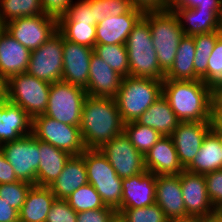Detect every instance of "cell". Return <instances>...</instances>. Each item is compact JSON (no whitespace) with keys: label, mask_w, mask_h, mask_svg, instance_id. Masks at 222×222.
<instances>
[{"label":"cell","mask_w":222,"mask_h":222,"mask_svg":"<svg viewBox=\"0 0 222 222\" xmlns=\"http://www.w3.org/2000/svg\"><path fill=\"white\" fill-rule=\"evenodd\" d=\"M213 122L214 128L222 134V113Z\"/></svg>","instance_id":"db71d44e"},{"label":"cell","mask_w":222,"mask_h":222,"mask_svg":"<svg viewBox=\"0 0 222 222\" xmlns=\"http://www.w3.org/2000/svg\"><path fill=\"white\" fill-rule=\"evenodd\" d=\"M222 113V81L211 86V115L213 121Z\"/></svg>","instance_id":"7dc6e473"},{"label":"cell","mask_w":222,"mask_h":222,"mask_svg":"<svg viewBox=\"0 0 222 222\" xmlns=\"http://www.w3.org/2000/svg\"><path fill=\"white\" fill-rule=\"evenodd\" d=\"M210 202L214 208L222 204V169L204 175Z\"/></svg>","instance_id":"7bdbcfd3"},{"label":"cell","mask_w":222,"mask_h":222,"mask_svg":"<svg viewBox=\"0 0 222 222\" xmlns=\"http://www.w3.org/2000/svg\"><path fill=\"white\" fill-rule=\"evenodd\" d=\"M69 206L78 212L106 207L95 188L87 183L75 190L67 199Z\"/></svg>","instance_id":"d590c367"},{"label":"cell","mask_w":222,"mask_h":222,"mask_svg":"<svg viewBox=\"0 0 222 222\" xmlns=\"http://www.w3.org/2000/svg\"><path fill=\"white\" fill-rule=\"evenodd\" d=\"M81 156L85 161L88 183L95 188L105 206L118 211L121 208L123 179L100 149H86Z\"/></svg>","instance_id":"8992f818"},{"label":"cell","mask_w":222,"mask_h":222,"mask_svg":"<svg viewBox=\"0 0 222 222\" xmlns=\"http://www.w3.org/2000/svg\"><path fill=\"white\" fill-rule=\"evenodd\" d=\"M5 30H6V25L0 21V37L2 36Z\"/></svg>","instance_id":"680465c9"},{"label":"cell","mask_w":222,"mask_h":222,"mask_svg":"<svg viewBox=\"0 0 222 222\" xmlns=\"http://www.w3.org/2000/svg\"><path fill=\"white\" fill-rule=\"evenodd\" d=\"M125 45L130 76L164 79L165 72L158 63L149 23L144 17L134 26Z\"/></svg>","instance_id":"277c9868"},{"label":"cell","mask_w":222,"mask_h":222,"mask_svg":"<svg viewBox=\"0 0 222 222\" xmlns=\"http://www.w3.org/2000/svg\"><path fill=\"white\" fill-rule=\"evenodd\" d=\"M91 8L94 10L96 24L111 16L109 0H91Z\"/></svg>","instance_id":"681fc988"},{"label":"cell","mask_w":222,"mask_h":222,"mask_svg":"<svg viewBox=\"0 0 222 222\" xmlns=\"http://www.w3.org/2000/svg\"><path fill=\"white\" fill-rule=\"evenodd\" d=\"M18 220L19 211L0 198V222H16Z\"/></svg>","instance_id":"f907efd6"},{"label":"cell","mask_w":222,"mask_h":222,"mask_svg":"<svg viewBox=\"0 0 222 222\" xmlns=\"http://www.w3.org/2000/svg\"><path fill=\"white\" fill-rule=\"evenodd\" d=\"M51 84L27 73L4 82V98L19 105L32 119L47 110Z\"/></svg>","instance_id":"52a82bcc"},{"label":"cell","mask_w":222,"mask_h":222,"mask_svg":"<svg viewBox=\"0 0 222 222\" xmlns=\"http://www.w3.org/2000/svg\"><path fill=\"white\" fill-rule=\"evenodd\" d=\"M55 200L49 187L32 185L19 211V220L21 222H45Z\"/></svg>","instance_id":"4316f807"},{"label":"cell","mask_w":222,"mask_h":222,"mask_svg":"<svg viewBox=\"0 0 222 222\" xmlns=\"http://www.w3.org/2000/svg\"><path fill=\"white\" fill-rule=\"evenodd\" d=\"M145 168L155 175H178L184 168L179 162L170 136H162L144 156Z\"/></svg>","instance_id":"7402d4cb"},{"label":"cell","mask_w":222,"mask_h":222,"mask_svg":"<svg viewBox=\"0 0 222 222\" xmlns=\"http://www.w3.org/2000/svg\"><path fill=\"white\" fill-rule=\"evenodd\" d=\"M134 8L145 12L167 10L169 0H130Z\"/></svg>","instance_id":"bcb514c9"},{"label":"cell","mask_w":222,"mask_h":222,"mask_svg":"<svg viewBox=\"0 0 222 222\" xmlns=\"http://www.w3.org/2000/svg\"><path fill=\"white\" fill-rule=\"evenodd\" d=\"M222 81V37L220 36L209 57L207 67V85Z\"/></svg>","instance_id":"f35d334b"},{"label":"cell","mask_w":222,"mask_h":222,"mask_svg":"<svg viewBox=\"0 0 222 222\" xmlns=\"http://www.w3.org/2000/svg\"><path fill=\"white\" fill-rule=\"evenodd\" d=\"M67 15L75 23L84 22L89 25H97L95 23L94 10L91 8V0H74Z\"/></svg>","instance_id":"60d3db41"},{"label":"cell","mask_w":222,"mask_h":222,"mask_svg":"<svg viewBox=\"0 0 222 222\" xmlns=\"http://www.w3.org/2000/svg\"><path fill=\"white\" fill-rule=\"evenodd\" d=\"M222 221V204L215 208V214Z\"/></svg>","instance_id":"9f6ffc18"},{"label":"cell","mask_w":222,"mask_h":222,"mask_svg":"<svg viewBox=\"0 0 222 222\" xmlns=\"http://www.w3.org/2000/svg\"><path fill=\"white\" fill-rule=\"evenodd\" d=\"M213 127L214 122H179L170 137L184 169L198 154L204 137Z\"/></svg>","instance_id":"9a60e30c"},{"label":"cell","mask_w":222,"mask_h":222,"mask_svg":"<svg viewBox=\"0 0 222 222\" xmlns=\"http://www.w3.org/2000/svg\"><path fill=\"white\" fill-rule=\"evenodd\" d=\"M162 95L180 122H213L211 86L201 79H163Z\"/></svg>","instance_id":"7a4b0ae2"},{"label":"cell","mask_w":222,"mask_h":222,"mask_svg":"<svg viewBox=\"0 0 222 222\" xmlns=\"http://www.w3.org/2000/svg\"><path fill=\"white\" fill-rule=\"evenodd\" d=\"M19 181L13 167L7 161L2 148L0 147V184H8Z\"/></svg>","instance_id":"c3c4849f"},{"label":"cell","mask_w":222,"mask_h":222,"mask_svg":"<svg viewBox=\"0 0 222 222\" xmlns=\"http://www.w3.org/2000/svg\"><path fill=\"white\" fill-rule=\"evenodd\" d=\"M77 212L74 211L66 200L56 199L46 217L45 222H76Z\"/></svg>","instance_id":"b9f144b4"},{"label":"cell","mask_w":222,"mask_h":222,"mask_svg":"<svg viewBox=\"0 0 222 222\" xmlns=\"http://www.w3.org/2000/svg\"><path fill=\"white\" fill-rule=\"evenodd\" d=\"M4 98V83L0 80V101Z\"/></svg>","instance_id":"6f0895ef"},{"label":"cell","mask_w":222,"mask_h":222,"mask_svg":"<svg viewBox=\"0 0 222 222\" xmlns=\"http://www.w3.org/2000/svg\"><path fill=\"white\" fill-rule=\"evenodd\" d=\"M136 122L155 129L162 136H171L180 121L167 99L161 95Z\"/></svg>","instance_id":"f1b7e54d"},{"label":"cell","mask_w":222,"mask_h":222,"mask_svg":"<svg viewBox=\"0 0 222 222\" xmlns=\"http://www.w3.org/2000/svg\"><path fill=\"white\" fill-rule=\"evenodd\" d=\"M5 25L6 31L30 51L39 48L57 32V19L45 14L16 18Z\"/></svg>","instance_id":"7c38bea8"},{"label":"cell","mask_w":222,"mask_h":222,"mask_svg":"<svg viewBox=\"0 0 222 222\" xmlns=\"http://www.w3.org/2000/svg\"><path fill=\"white\" fill-rule=\"evenodd\" d=\"M63 36L57 31L31 51L26 73L50 84L62 81Z\"/></svg>","instance_id":"8fae6325"},{"label":"cell","mask_w":222,"mask_h":222,"mask_svg":"<svg viewBox=\"0 0 222 222\" xmlns=\"http://www.w3.org/2000/svg\"><path fill=\"white\" fill-rule=\"evenodd\" d=\"M116 220L117 211L106 206L101 209L78 212L76 222H115Z\"/></svg>","instance_id":"ee69618b"},{"label":"cell","mask_w":222,"mask_h":222,"mask_svg":"<svg viewBox=\"0 0 222 222\" xmlns=\"http://www.w3.org/2000/svg\"><path fill=\"white\" fill-rule=\"evenodd\" d=\"M156 177L147 170L122 180L121 208H143L155 204Z\"/></svg>","instance_id":"e0dca14e"},{"label":"cell","mask_w":222,"mask_h":222,"mask_svg":"<svg viewBox=\"0 0 222 222\" xmlns=\"http://www.w3.org/2000/svg\"><path fill=\"white\" fill-rule=\"evenodd\" d=\"M163 80L123 77L115 97L122 121H136L161 95Z\"/></svg>","instance_id":"3957f363"},{"label":"cell","mask_w":222,"mask_h":222,"mask_svg":"<svg viewBox=\"0 0 222 222\" xmlns=\"http://www.w3.org/2000/svg\"><path fill=\"white\" fill-rule=\"evenodd\" d=\"M32 133V118L6 98L0 101V145Z\"/></svg>","instance_id":"603a6c76"},{"label":"cell","mask_w":222,"mask_h":222,"mask_svg":"<svg viewBox=\"0 0 222 222\" xmlns=\"http://www.w3.org/2000/svg\"><path fill=\"white\" fill-rule=\"evenodd\" d=\"M175 14L184 35L193 36L219 30L222 10L178 9Z\"/></svg>","instance_id":"83f0119b"},{"label":"cell","mask_w":222,"mask_h":222,"mask_svg":"<svg viewBox=\"0 0 222 222\" xmlns=\"http://www.w3.org/2000/svg\"><path fill=\"white\" fill-rule=\"evenodd\" d=\"M31 187V183L21 180L8 184H0V198L6 201L9 206L20 211L25 202L27 192Z\"/></svg>","instance_id":"74e56055"},{"label":"cell","mask_w":222,"mask_h":222,"mask_svg":"<svg viewBox=\"0 0 222 222\" xmlns=\"http://www.w3.org/2000/svg\"><path fill=\"white\" fill-rule=\"evenodd\" d=\"M74 0H41L45 15L56 18L57 20L66 15Z\"/></svg>","instance_id":"f6af8a7d"},{"label":"cell","mask_w":222,"mask_h":222,"mask_svg":"<svg viewBox=\"0 0 222 222\" xmlns=\"http://www.w3.org/2000/svg\"><path fill=\"white\" fill-rule=\"evenodd\" d=\"M32 134L72 156L81 155L87 149L79 126L64 124L44 114L32 119Z\"/></svg>","instance_id":"9c48e42d"},{"label":"cell","mask_w":222,"mask_h":222,"mask_svg":"<svg viewBox=\"0 0 222 222\" xmlns=\"http://www.w3.org/2000/svg\"><path fill=\"white\" fill-rule=\"evenodd\" d=\"M31 51L6 30L0 37V80L4 83L14 75L26 73Z\"/></svg>","instance_id":"44dd1931"},{"label":"cell","mask_w":222,"mask_h":222,"mask_svg":"<svg viewBox=\"0 0 222 222\" xmlns=\"http://www.w3.org/2000/svg\"><path fill=\"white\" fill-rule=\"evenodd\" d=\"M93 52V48L63 38L62 81L86 88L89 78L90 58Z\"/></svg>","instance_id":"2e32d148"},{"label":"cell","mask_w":222,"mask_h":222,"mask_svg":"<svg viewBox=\"0 0 222 222\" xmlns=\"http://www.w3.org/2000/svg\"><path fill=\"white\" fill-rule=\"evenodd\" d=\"M18 180L37 185L40 163L39 140L31 133L0 145Z\"/></svg>","instance_id":"30bf717a"},{"label":"cell","mask_w":222,"mask_h":222,"mask_svg":"<svg viewBox=\"0 0 222 222\" xmlns=\"http://www.w3.org/2000/svg\"><path fill=\"white\" fill-rule=\"evenodd\" d=\"M160 68L166 73L174 63L180 40L185 36L178 16L171 11L145 12Z\"/></svg>","instance_id":"5b68a950"},{"label":"cell","mask_w":222,"mask_h":222,"mask_svg":"<svg viewBox=\"0 0 222 222\" xmlns=\"http://www.w3.org/2000/svg\"><path fill=\"white\" fill-rule=\"evenodd\" d=\"M87 96L83 87L63 81L54 82L50 86L44 115L64 124L80 126L83 103Z\"/></svg>","instance_id":"ba28073f"},{"label":"cell","mask_w":222,"mask_h":222,"mask_svg":"<svg viewBox=\"0 0 222 222\" xmlns=\"http://www.w3.org/2000/svg\"><path fill=\"white\" fill-rule=\"evenodd\" d=\"M124 133L131 144L143 155L156 144L162 135L153 128L139 124L136 121L124 124Z\"/></svg>","instance_id":"e575fe53"},{"label":"cell","mask_w":222,"mask_h":222,"mask_svg":"<svg viewBox=\"0 0 222 222\" xmlns=\"http://www.w3.org/2000/svg\"><path fill=\"white\" fill-rule=\"evenodd\" d=\"M143 16V11L133 7L123 15L106 17L96 25V44H126L130 32Z\"/></svg>","instance_id":"ffe728a7"},{"label":"cell","mask_w":222,"mask_h":222,"mask_svg":"<svg viewBox=\"0 0 222 222\" xmlns=\"http://www.w3.org/2000/svg\"><path fill=\"white\" fill-rule=\"evenodd\" d=\"M57 31L70 42L90 48L96 45V25L75 23L67 14L57 20Z\"/></svg>","instance_id":"4dcf8cb0"},{"label":"cell","mask_w":222,"mask_h":222,"mask_svg":"<svg viewBox=\"0 0 222 222\" xmlns=\"http://www.w3.org/2000/svg\"><path fill=\"white\" fill-rule=\"evenodd\" d=\"M195 44L192 36H184L178 45L176 57L171 68L165 73L164 79L199 80L195 74Z\"/></svg>","instance_id":"f546056e"},{"label":"cell","mask_w":222,"mask_h":222,"mask_svg":"<svg viewBox=\"0 0 222 222\" xmlns=\"http://www.w3.org/2000/svg\"><path fill=\"white\" fill-rule=\"evenodd\" d=\"M179 177L187 215L200 218L214 215L215 208L210 202L204 175L184 169Z\"/></svg>","instance_id":"5bb4252c"},{"label":"cell","mask_w":222,"mask_h":222,"mask_svg":"<svg viewBox=\"0 0 222 222\" xmlns=\"http://www.w3.org/2000/svg\"><path fill=\"white\" fill-rule=\"evenodd\" d=\"M117 219L120 222H168L164 211L158 204L143 208H126L117 211Z\"/></svg>","instance_id":"8d00e7d4"},{"label":"cell","mask_w":222,"mask_h":222,"mask_svg":"<svg viewBox=\"0 0 222 222\" xmlns=\"http://www.w3.org/2000/svg\"><path fill=\"white\" fill-rule=\"evenodd\" d=\"M121 179L146 171L144 156L131 144L124 131L100 148Z\"/></svg>","instance_id":"4fadbf2b"},{"label":"cell","mask_w":222,"mask_h":222,"mask_svg":"<svg viewBox=\"0 0 222 222\" xmlns=\"http://www.w3.org/2000/svg\"><path fill=\"white\" fill-rule=\"evenodd\" d=\"M43 14L41 0H0V21L4 24L16 18Z\"/></svg>","instance_id":"d6a6232c"},{"label":"cell","mask_w":222,"mask_h":222,"mask_svg":"<svg viewBox=\"0 0 222 222\" xmlns=\"http://www.w3.org/2000/svg\"><path fill=\"white\" fill-rule=\"evenodd\" d=\"M122 79L120 74L93 52L90 58L88 84L85 88L88 96L115 98Z\"/></svg>","instance_id":"d6986e66"},{"label":"cell","mask_w":222,"mask_h":222,"mask_svg":"<svg viewBox=\"0 0 222 222\" xmlns=\"http://www.w3.org/2000/svg\"><path fill=\"white\" fill-rule=\"evenodd\" d=\"M168 222H202V218H200V217H188V218H184V219L169 220Z\"/></svg>","instance_id":"f5cc1de1"},{"label":"cell","mask_w":222,"mask_h":222,"mask_svg":"<svg viewBox=\"0 0 222 222\" xmlns=\"http://www.w3.org/2000/svg\"><path fill=\"white\" fill-rule=\"evenodd\" d=\"M202 222H222L216 215L203 217Z\"/></svg>","instance_id":"11a10c76"},{"label":"cell","mask_w":222,"mask_h":222,"mask_svg":"<svg viewBox=\"0 0 222 222\" xmlns=\"http://www.w3.org/2000/svg\"><path fill=\"white\" fill-rule=\"evenodd\" d=\"M195 44L194 69L195 74L207 84V67L209 57L214 49L217 39L220 37L219 30L196 34L192 36Z\"/></svg>","instance_id":"1f68e13d"},{"label":"cell","mask_w":222,"mask_h":222,"mask_svg":"<svg viewBox=\"0 0 222 222\" xmlns=\"http://www.w3.org/2000/svg\"><path fill=\"white\" fill-rule=\"evenodd\" d=\"M94 53L122 77L129 76V64L125 44H96Z\"/></svg>","instance_id":"836d02e7"},{"label":"cell","mask_w":222,"mask_h":222,"mask_svg":"<svg viewBox=\"0 0 222 222\" xmlns=\"http://www.w3.org/2000/svg\"><path fill=\"white\" fill-rule=\"evenodd\" d=\"M220 169H222L221 134L213 127L204 137L198 154L185 170L205 175Z\"/></svg>","instance_id":"cb8c5ba5"},{"label":"cell","mask_w":222,"mask_h":222,"mask_svg":"<svg viewBox=\"0 0 222 222\" xmlns=\"http://www.w3.org/2000/svg\"><path fill=\"white\" fill-rule=\"evenodd\" d=\"M88 183L85 161L71 156L58 178L49 186L56 199L66 200L75 190Z\"/></svg>","instance_id":"d4e9b609"},{"label":"cell","mask_w":222,"mask_h":222,"mask_svg":"<svg viewBox=\"0 0 222 222\" xmlns=\"http://www.w3.org/2000/svg\"><path fill=\"white\" fill-rule=\"evenodd\" d=\"M80 131L87 149H100L124 130L115 98L87 96L83 103Z\"/></svg>","instance_id":"6da1fadb"},{"label":"cell","mask_w":222,"mask_h":222,"mask_svg":"<svg viewBox=\"0 0 222 222\" xmlns=\"http://www.w3.org/2000/svg\"><path fill=\"white\" fill-rule=\"evenodd\" d=\"M222 10V0H169L167 10L176 12L178 9Z\"/></svg>","instance_id":"ab89813d"},{"label":"cell","mask_w":222,"mask_h":222,"mask_svg":"<svg viewBox=\"0 0 222 222\" xmlns=\"http://www.w3.org/2000/svg\"><path fill=\"white\" fill-rule=\"evenodd\" d=\"M39 150L41 153L37 185L49 187L61 174L72 155L41 140H39Z\"/></svg>","instance_id":"484cf974"},{"label":"cell","mask_w":222,"mask_h":222,"mask_svg":"<svg viewBox=\"0 0 222 222\" xmlns=\"http://www.w3.org/2000/svg\"><path fill=\"white\" fill-rule=\"evenodd\" d=\"M155 203L164 211L168 220L189 217L183 201L179 174L156 177Z\"/></svg>","instance_id":"ac0fdd59"},{"label":"cell","mask_w":222,"mask_h":222,"mask_svg":"<svg viewBox=\"0 0 222 222\" xmlns=\"http://www.w3.org/2000/svg\"><path fill=\"white\" fill-rule=\"evenodd\" d=\"M219 34H220V36L222 37V16L220 17Z\"/></svg>","instance_id":"91938a15"},{"label":"cell","mask_w":222,"mask_h":222,"mask_svg":"<svg viewBox=\"0 0 222 222\" xmlns=\"http://www.w3.org/2000/svg\"><path fill=\"white\" fill-rule=\"evenodd\" d=\"M133 8L130 0H109L111 16H120Z\"/></svg>","instance_id":"816d5d0a"}]
</instances>
